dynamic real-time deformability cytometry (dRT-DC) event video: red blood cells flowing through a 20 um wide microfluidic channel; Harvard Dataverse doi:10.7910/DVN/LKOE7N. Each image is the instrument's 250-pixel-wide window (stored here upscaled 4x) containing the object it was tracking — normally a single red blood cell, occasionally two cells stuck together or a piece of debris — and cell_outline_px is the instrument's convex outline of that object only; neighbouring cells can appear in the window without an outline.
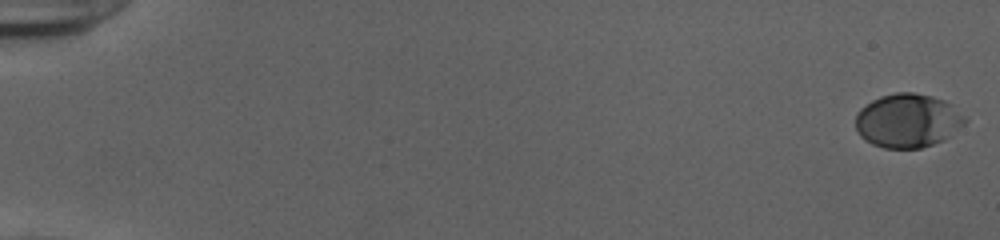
{"species": "human", "species_latin": "Homo sapiens", "temperature_condition": "cold", "stored_images_in_passage": 54, "camera_frame_rate_fps": 3000, "um_per_image_px": 0.085, "donor": {"sex": "female"}, "frame": {"image": 1, "passage_image": 1, "time_ms": 0.0, "image_size_px": [1000, 240], "cell_outline_px": [[968, 120], [952, 136], [944, 140], [920, 148], [884, 148], [872, 144], [864, 140], [860, 136], [856, 128], [856, 112], [860, 108], [872, 100], [880, 96], [896, 92], [912, 92], [932, 96], [944, 100], [952, 104]], "centroid_in_image_um": [77.16, 10.25], "position_along_channel_um": 7.8, "area_um2": 34.62}}
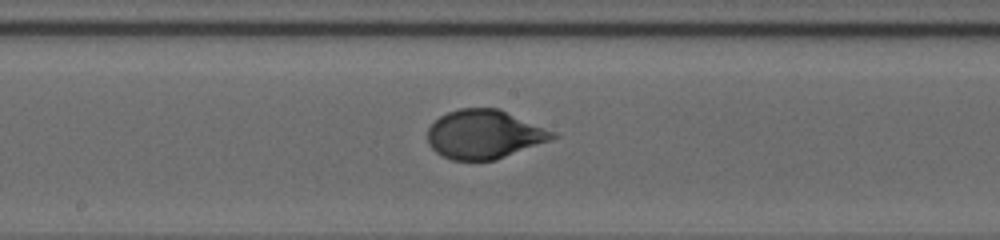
{"frame": {"image": 2, "passage_image": 31, "time_ms": 10.0, "image_size_px": [1000, 240], "cell_outline_px": [[560, 136], [496, 160], [452, 160], [440, 156], [428, 144], [428, 128], [440, 116], [448, 112], [460, 108], [500, 108], [556, 132]], "centroid_in_image_um": [41.17, 11.41], "position_along_channel_um": 207.0, "area_um2": 35.66}}
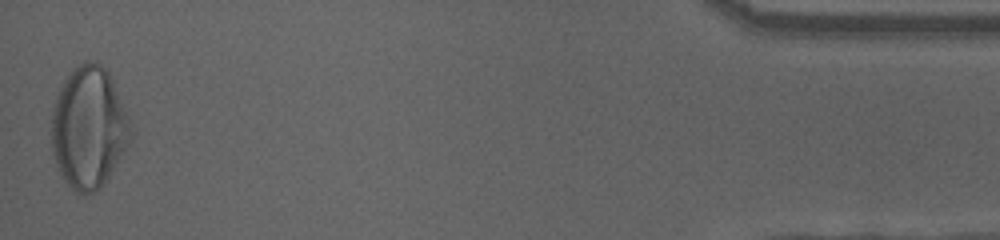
{"frame": {"image": 3, "passage_image": 54, "time_ms": 17.667, "image_size_px": [1000, 240], "cell_outline_px": [[136, 132], [108, 176], [100, 188], [84, 196], [72, 192], [64, 180], [60, 172], [52, 152], [52, 112], [56, 96], [64, 80], [84, 60], [96, 60], [108, 72], [112, 80]], "centroid_in_image_um": [7.56, 10.87], "position_along_channel_um": 427.6, "area_um2": 56.18}, "authors_computed_cell_mechanics": {"area_um2": 35.258, "velocity_mm_per_s": 3.8883, "shape_relaxation_time_tau1_ms": 3.6241, "shape_relaxation_time_tau2_ms": null, "deformation_change_tau1": 0.1856, "deformation_change_tau2": null}}